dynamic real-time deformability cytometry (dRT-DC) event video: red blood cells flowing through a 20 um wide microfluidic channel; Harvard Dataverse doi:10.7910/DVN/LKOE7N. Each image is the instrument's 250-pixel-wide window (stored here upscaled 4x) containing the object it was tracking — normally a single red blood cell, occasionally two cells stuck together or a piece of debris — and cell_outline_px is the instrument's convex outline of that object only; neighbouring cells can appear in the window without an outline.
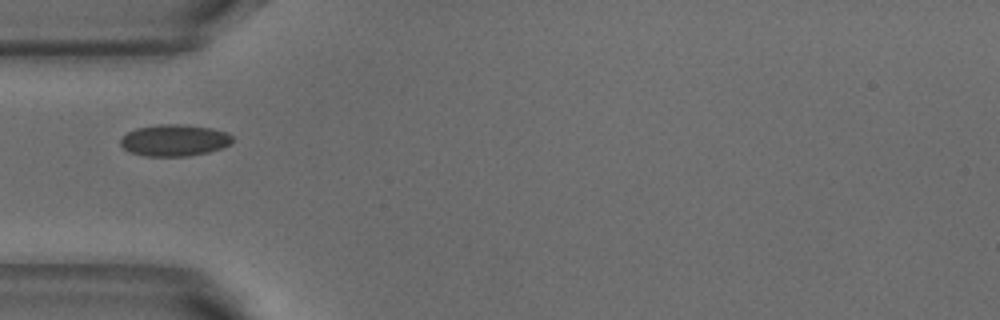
{"species": "common noctule bat (a hibernating species)", "species_latin": "Nyctalus noctula", "temperature_condition": "warm", "stored_images_in_passage": 1, "camera_frame_rate_fps": 3000, "um_per_image_px": 0.085, "animal": {"sex": "male", "body_mass_g": 18.8}, "frame": {"image": 1, "passage_image": 1, "time_ms": 0.0, "image_size_px": [1000, 320], "cell_outline_px": [[232, 140], [224, 148], [208, 152], [188, 156], [144, 156], [132, 152], [124, 148], [120, 144], [120, 140], [128, 132], [136, 128], [160, 124], [180, 124], [212, 128], [224, 132], [232, 136]], "centroid_in_image_um": [14.82, 11.92], "position_along_channel_um": 70.2, "area_um2": 20.46}}